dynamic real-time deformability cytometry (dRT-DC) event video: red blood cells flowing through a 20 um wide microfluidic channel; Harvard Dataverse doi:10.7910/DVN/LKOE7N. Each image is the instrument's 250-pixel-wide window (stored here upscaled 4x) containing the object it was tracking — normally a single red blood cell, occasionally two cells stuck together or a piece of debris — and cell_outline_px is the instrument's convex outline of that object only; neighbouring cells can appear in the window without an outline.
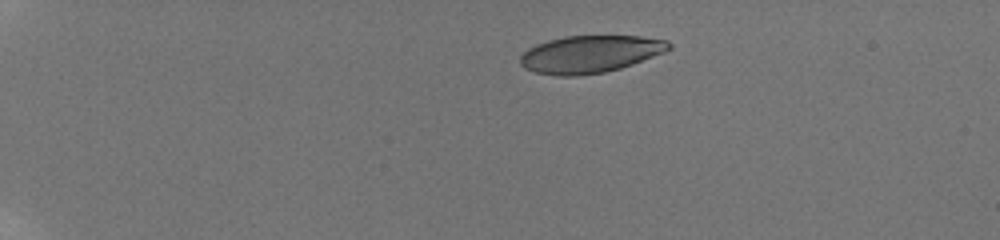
{"species": "human", "species_latin": "Homo sapiens", "temperature_condition": "room temperature", "stored_images_in_passage": 9, "camera_frame_rate_fps": 3000, "um_per_image_px": 0.085, "donor": {"sex": "male"}, "frame": {"image": 1, "passage_image": 1, "time_ms": 0.0, "image_size_px": [1000, 240], "cell_outline_px": [[672, 48], [664, 52], [632, 64], [620, 68], [604, 72], [580, 76], [556, 76], [536, 72], [524, 68], [520, 64], [520, 56], [528, 48], [536, 44], [548, 40], [564, 36], [640, 36], [668, 40], [672, 44]], "centroid_in_image_um": [50.15, 4.6], "position_along_channel_um": 34.9, "area_um2": 32.43}}
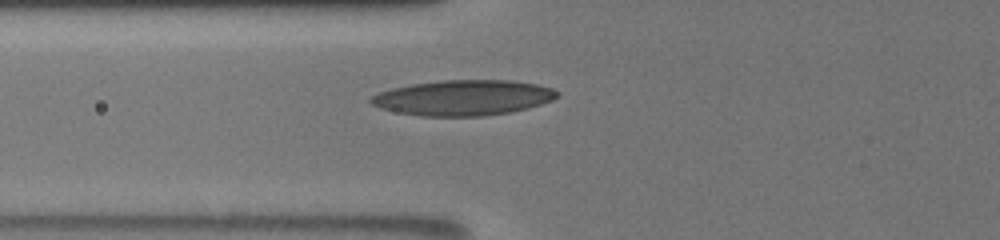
{"frame": {"image": 2, "passage_image": 6, "time_ms": 4.0, "image_size_px": [1000, 240], "cell_outline_px": [[560, 96], [552, 100], [528, 108], [508, 112], [484, 116], [420, 116], [396, 112], [380, 108], [372, 104], [368, 100], [372, 96], [380, 92], [392, 88], [412, 84], [440, 80], [512, 80], [536, 84], [552, 88], [560, 92]], "centroid_in_image_um": [39.38, 8.3], "position_along_channel_um": 86.4, "area_um2": 38.49}}